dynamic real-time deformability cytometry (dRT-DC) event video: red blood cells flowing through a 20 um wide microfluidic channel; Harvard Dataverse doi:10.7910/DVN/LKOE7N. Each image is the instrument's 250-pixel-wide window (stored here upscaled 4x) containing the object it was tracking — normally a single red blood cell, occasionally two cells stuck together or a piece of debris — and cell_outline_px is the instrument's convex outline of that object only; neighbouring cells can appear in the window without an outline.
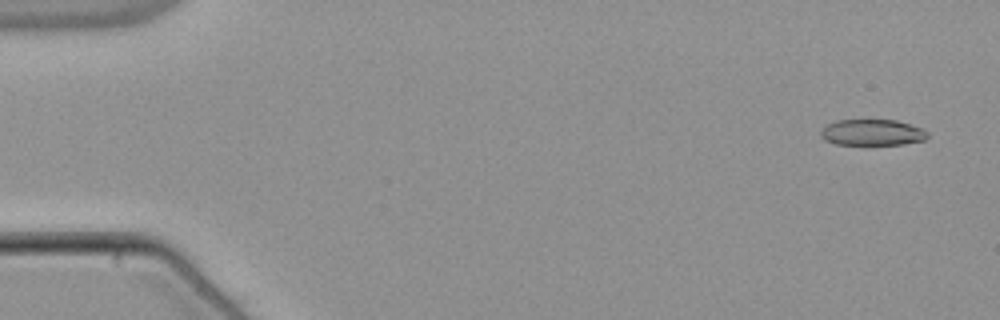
{"species": "common noctule bat (a hibernating species)", "species_latin": "Nyctalus noctula", "temperature_condition": "warm", "stored_images_in_passage": 22, "camera_frame_rate_fps": 3000, "um_per_image_px": 0.085, "animal": {"sex": "male", "body_mass_g": 21.5, "forearm_length_mm": 52.0}, "frame": {"image": 1, "passage_image": 1, "time_ms": 0.0, "image_size_px": [1000, 320], "cell_outline_px": [[928, 136], [924, 140], [904, 144], [836, 144], [824, 140], [820, 136], [820, 132], [828, 124], [836, 120], [896, 120], [920, 128], [928, 132]], "centroid_in_image_um": [74.12, 11.26], "position_along_channel_um": 10.9, "area_um2": 16.07}}
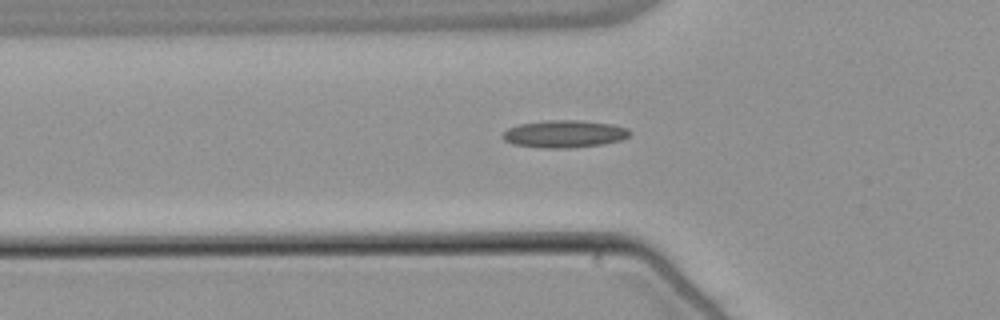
{"frame": {"image": 2, "passage_image": 17, "time_ms": 5.333, "image_size_px": [1000, 320], "cell_outline_px": [[632, 132], [628, 136], [620, 140], [600, 144], [572, 148], [540, 148], [512, 144], [504, 140], [500, 136], [508, 128], [520, 124], [544, 120], [580, 120], [612, 124], [628, 128]], "centroid_in_image_um": [47.94, 11.38], "position_along_channel_um": 77.9, "area_um2": 20.4}}
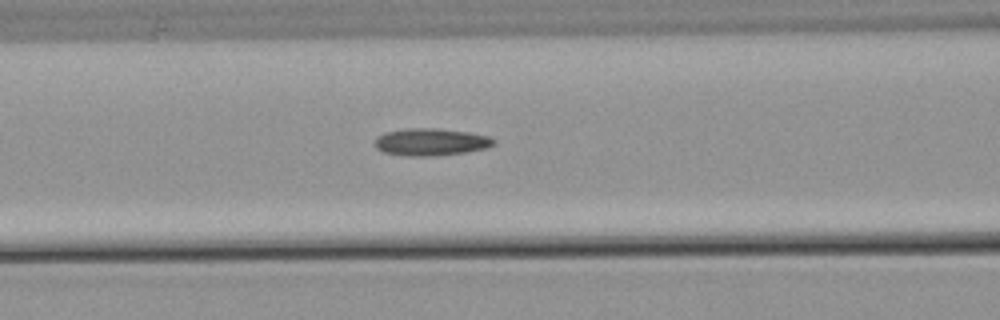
{"frame": {"image": 3, "passage_image": 21, "time_ms": 6.667, "image_size_px": [1000, 320], "cell_outline_px": [[496, 144], [484, 148], [464, 152], [424, 156], [408, 156], [380, 152], [372, 144], [376, 136], [384, 132], [404, 128], [436, 128], [468, 132], [488, 136], [496, 140]], "centroid_in_image_um": [36.53, 12.05], "position_along_channel_um": 130.1, "area_um2": 19.02}}